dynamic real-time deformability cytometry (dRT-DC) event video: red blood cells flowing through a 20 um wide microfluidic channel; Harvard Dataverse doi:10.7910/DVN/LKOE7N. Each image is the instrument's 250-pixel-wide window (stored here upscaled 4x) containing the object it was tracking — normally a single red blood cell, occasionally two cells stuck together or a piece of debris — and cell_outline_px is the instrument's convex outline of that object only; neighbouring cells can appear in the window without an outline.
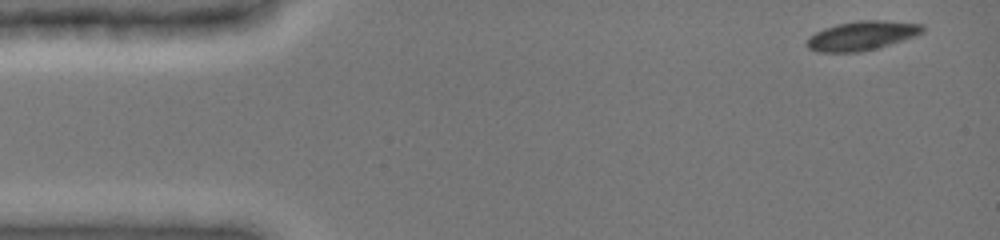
{"species": "common noctule bat (a hibernating species)", "species_latin": "Nyctalus noctula", "temperature_condition": "cold", "stored_images_in_passage": 7, "camera_frame_rate_fps": 3000, "um_per_image_px": 0.085, "animal": {"sex": "female", "body_mass_g": 19.0, "forearm_length_mm": 51.5}, "frame": {"image": 1, "passage_image": 1, "time_ms": 0.0, "image_size_px": [1000, 240], "cell_outline_px": [[924, 32], [916, 36], [876, 48], [860, 52], [816, 52], [808, 48], [804, 44], [808, 36], [824, 28], [836, 24], [860, 20], [880, 20], [924, 24]], "centroid_in_image_um": [73.22, 3.03], "position_along_channel_um": 11.8, "area_um2": 19.83}}
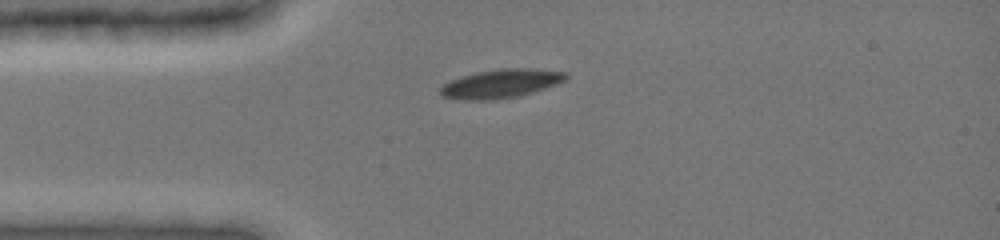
{"frame": {"image": 2, "passage_image": 6, "time_ms": 3.0, "image_size_px": [1000, 240], "cell_outline_px": [[568, 80], [532, 92], [516, 96], [488, 100], [464, 100], [440, 96], [440, 88], [444, 84], [460, 76], [476, 72], [500, 68], [528, 68], [568, 72]], "centroid_in_image_um": [42.58, 7.09], "position_along_channel_um": 42.4, "area_um2": 20.98}}